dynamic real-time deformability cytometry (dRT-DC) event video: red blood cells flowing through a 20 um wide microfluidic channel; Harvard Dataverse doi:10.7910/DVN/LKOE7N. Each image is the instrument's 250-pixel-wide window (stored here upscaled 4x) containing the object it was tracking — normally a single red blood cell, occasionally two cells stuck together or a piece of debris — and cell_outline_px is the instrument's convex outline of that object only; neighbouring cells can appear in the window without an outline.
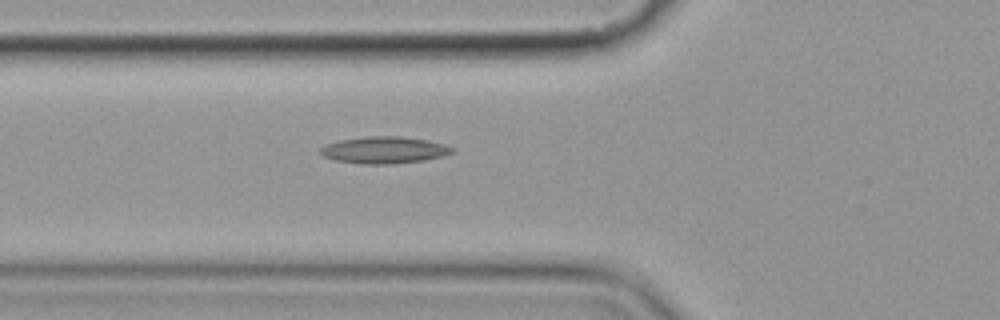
{"species": "common noctule bat (a hibernating species)", "species_latin": "Nyctalus noctula", "temperature_condition": "cold", "stored_images_in_passage": 5, "camera_frame_rate_fps": 3000, "um_per_image_px": 0.085, "animal": {"sex": "female", "body_mass_g": 19.9}, "frame": {"image": 1, "passage_image": 5, "time_ms": 4.667, "image_size_px": [1000, 320], "cell_outline_px": [[456, 152], [444, 156], [424, 160], [392, 164], [360, 164], [336, 160], [324, 156], [320, 152], [320, 148], [324, 144], [340, 140], [364, 136], [400, 136], [428, 140], [444, 144], [456, 148]], "centroid_in_image_um": [32.7, 12.75], "position_along_channel_um": 93.1, "area_um2": 20.87}}